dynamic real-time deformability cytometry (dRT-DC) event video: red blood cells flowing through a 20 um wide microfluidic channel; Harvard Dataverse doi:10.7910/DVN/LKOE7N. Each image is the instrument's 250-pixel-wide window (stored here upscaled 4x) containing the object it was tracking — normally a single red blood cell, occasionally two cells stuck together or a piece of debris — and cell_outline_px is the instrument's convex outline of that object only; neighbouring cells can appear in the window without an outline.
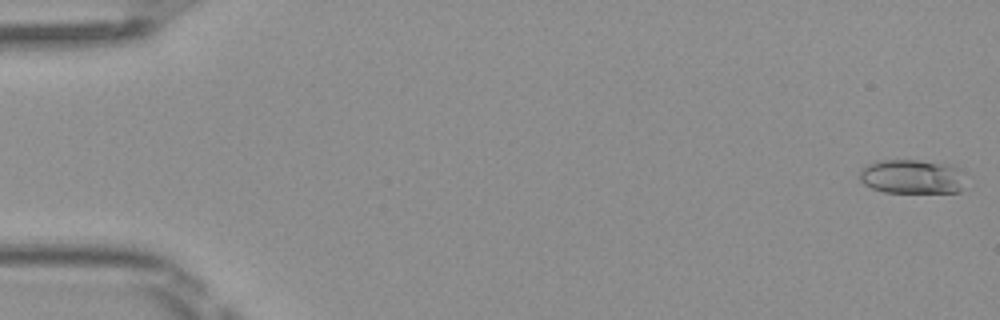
{"species": "Egyptian fruit bat (a non-hibernating species)", "species_latin": "Rousettus aegyptiacus", "temperature_condition": "room temperature", "stored_images_in_passage": 50, "camera_frame_rate_fps": 3000, "um_per_image_px": 0.085, "frame": {"image": 1, "passage_image": 1, "time_ms": 0.0, "image_size_px": [1000, 320], "cell_outline_px": [[968, 188], [960, 192], [884, 192], [872, 188], [864, 184], [860, 180], [860, 168], [876, 160], [916, 160], [948, 164], [960, 168], [964, 172]], "centroid_in_image_um": [77.61, 15.02], "position_along_channel_um": 7.4, "area_um2": 21.73}}
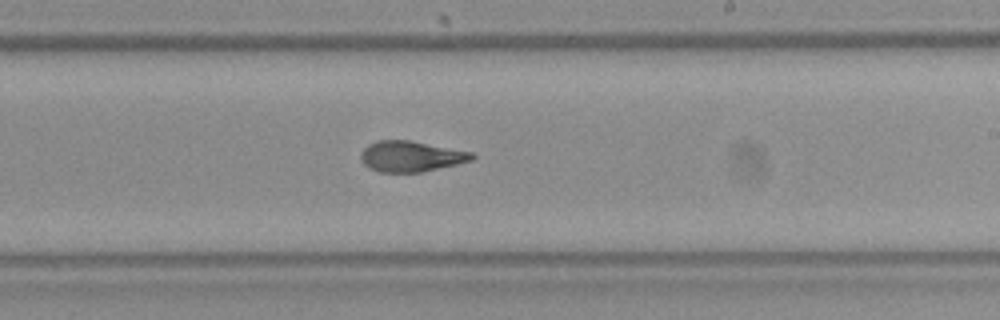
{"frame": {"image": 2, "passage_image": 30, "time_ms": 9.667, "image_size_px": [1000, 320], "cell_outline_px": [[476, 156], [472, 160], [456, 164], [420, 172], [380, 172], [368, 168], [360, 160], [360, 152], [368, 144], [376, 140], [408, 140], [472, 152]], "centroid_in_image_um": [34.87, 13.29], "position_along_channel_um": 254.1, "area_um2": 19.83}}
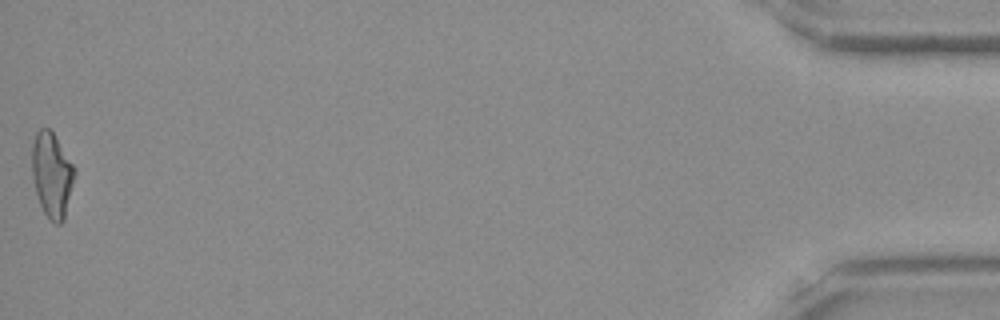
{"frame": {"image": 3, "passage_image": 50, "time_ms": 16.333, "image_size_px": [1000, 320], "cell_outline_px": [[76, 172], [64, 220], [60, 224], [56, 224], [44, 212], [40, 204], [36, 192], [32, 176], [32, 144], [36, 132], [40, 128], [48, 128], [52, 132], [76, 168]], "centroid_in_image_um": [4.42, 14.85], "position_along_channel_um": 430.8, "area_um2": 20.92}, "authors_computed_cell_mechanics": {"area_um2": 20.1722, "velocity_mm_per_s": 4.0905, "shape_relaxation_time_tau1_ms": 9.6426, "shape_relaxation_time_tau2_ms": 1.5488, "deformation_change_tau1": 0.2976, "deformation_change_tau2": 0.0931}}